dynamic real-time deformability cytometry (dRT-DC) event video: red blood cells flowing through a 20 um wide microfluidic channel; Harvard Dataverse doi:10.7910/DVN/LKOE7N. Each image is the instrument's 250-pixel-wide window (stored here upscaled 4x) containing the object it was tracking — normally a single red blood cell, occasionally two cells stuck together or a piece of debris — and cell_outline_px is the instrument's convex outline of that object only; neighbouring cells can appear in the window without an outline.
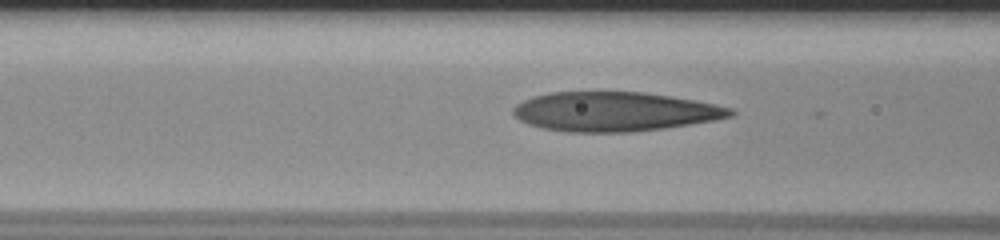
{"species": "human", "species_latin": "Homo sapiens", "temperature_condition": "room temperature", "stored_images_in_passage": 35, "camera_frame_rate_fps": 3000, "um_per_image_px": 0.085, "donor": {"sex": "male"}, "frame": {"image": 1, "passage_image": 8, "time_ms": 2.333, "image_size_px": [1000, 240], "cell_outline_px": [[736, 112], [732, 116], [716, 120], [664, 128], [632, 132], [568, 132], [544, 128], [528, 124], [520, 120], [512, 112], [512, 108], [516, 104], [524, 100], [548, 92], [644, 92], [692, 100], [732, 108]], "centroid_in_image_um": [52.23, 9.49], "position_along_channel_um": 114.4, "area_um2": 49.53}}
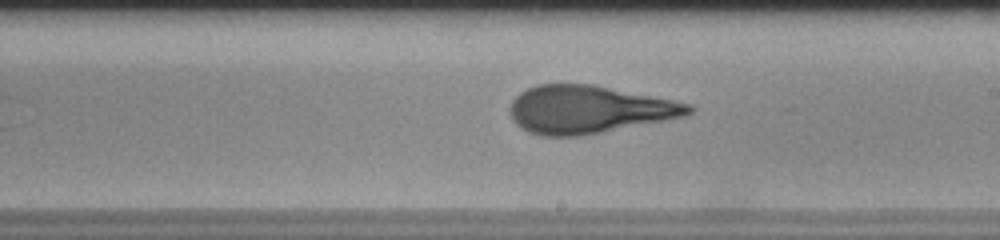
{"frame": {"image": 2, "passage_image": 18, "time_ms": 5.667, "image_size_px": [1000, 240], "cell_outline_px": [[692, 112], [684, 116], [580, 136], [540, 136], [528, 132], [520, 128], [516, 124], [508, 112], [512, 100], [520, 92], [536, 84], [592, 84], [692, 104]], "centroid_in_image_um": [49.97, 9.3], "position_along_channel_um": 239.0, "area_um2": 49.48}}
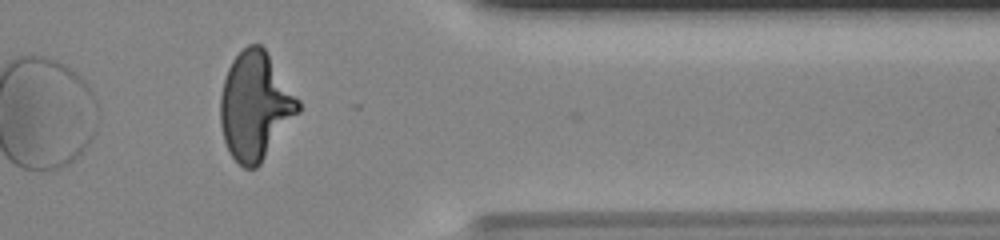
{"frame": {"image": 3, "passage_image": 31, "time_ms": 10.0, "image_size_px": [1000, 240], "cell_outline_px": [[300, 112], [260, 164], [256, 168], [244, 168], [228, 152], [224, 140], [220, 124], [220, 96], [224, 80], [228, 68], [232, 60], [248, 44], [260, 44], [264, 48], [300, 100]], "centroid_in_image_um": [21.69, 9.02], "position_along_channel_um": 389.7, "area_um2": 48.84}}